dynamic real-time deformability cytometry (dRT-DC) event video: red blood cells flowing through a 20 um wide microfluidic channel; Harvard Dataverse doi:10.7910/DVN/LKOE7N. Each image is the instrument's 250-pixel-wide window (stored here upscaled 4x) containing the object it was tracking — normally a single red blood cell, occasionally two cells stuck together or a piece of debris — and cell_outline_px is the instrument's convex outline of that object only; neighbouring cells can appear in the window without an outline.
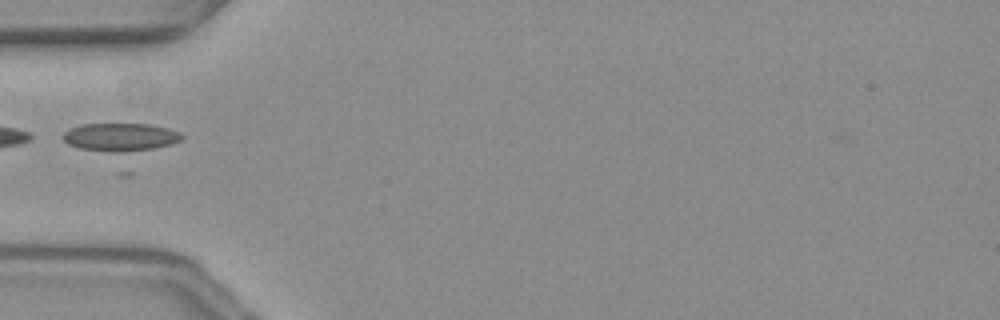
{"species": "common noctule bat (a hibernating species)", "species_latin": "Nyctalus noctula", "temperature_condition": "warm", "stored_images_in_passage": 7, "camera_frame_rate_fps": 3000, "um_per_image_px": 0.085, "animal": {"sex": "female", "body_mass_g": 19.3, "forearm_length_mm": 54.1}, "frame": {"image": 1, "passage_image": 1, "time_ms": 0.0, "image_size_px": [1000, 320], "cell_outline_px": [[184, 136], [180, 140], [172, 144], [152, 148], [116, 152], [112, 152], [80, 148], [68, 144], [60, 136], [68, 128], [80, 124], [152, 124], [168, 128], [180, 132]], "centroid_in_image_um": [10.2, 11.63], "position_along_channel_um": 74.8, "area_um2": 19.36}}
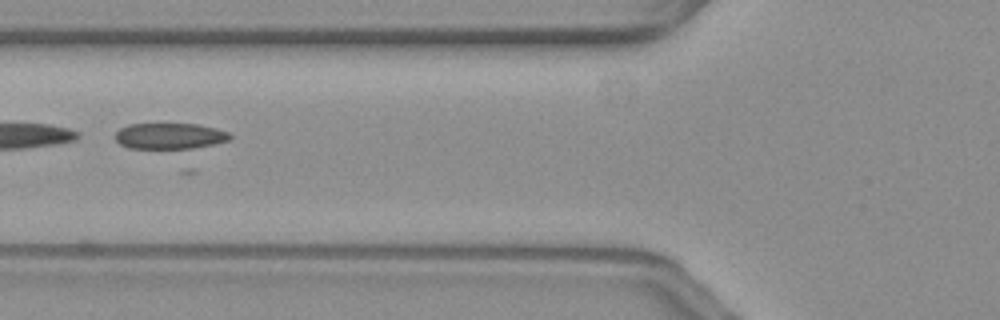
{"frame": {"image": 2, "passage_image": 4, "time_ms": 1.0, "image_size_px": [1000, 320], "cell_outline_px": [[232, 136], [228, 140], [212, 144], [192, 148], [128, 148], [120, 144], [116, 140], [116, 132], [120, 128], [128, 124], [200, 124], [216, 128], [228, 132]], "centroid_in_image_um": [14.41, 11.55], "position_along_channel_um": 111.4, "area_um2": 17.22}}